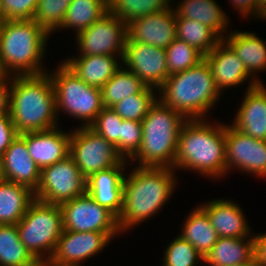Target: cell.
I'll return each instance as SVG.
<instances>
[{"label": "cell", "mask_w": 266, "mask_h": 266, "mask_svg": "<svg viewBox=\"0 0 266 266\" xmlns=\"http://www.w3.org/2000/svg\"><path fill=\"white\" fill-rule=\"evenodd\" d=\"M123 184V206L118 217L122 234L155 217L179 184L173 168L134 166ZM177 175V176H176Z\"/></svg>", "instance_id": "6da1fadb"}, {"label": "cell", "mask_w": 266, "mask_h": 266, "mask_svg": "<svg viewBox=\"0 0 266 266\" xmlns=\"http://www.w3.org/2000/svg\"><path fill=\"white\" fill-rule=\"evenodd\" d=\"M208 120L191 119L184 122L173 169L192 171L216 182L226 178V123Z\"/></svg>", "instance_id": "7a4b0ae2"}, {"label": "cell", "mask_w": 266, "mask_h": 266, "mask_svg": "<svg viewBox=\"0 0 266 266\" xmlns=\"http://www.w3.org/2000/svg\"><path fill=\"white\" fill-rule=\"evenodd\" d=\"M9 114L19 134L60 126L48 72L11 77Z\"/></svg>", "instance_id": "3957f363"}, {"label": "cell", "mask_w": 266, "mask_h": 266, "mask_svg": "<svg viewBox=\"0 0 266 266\" xmlns=\"http://www.w3.org/2000/svg\"><path fill=\"white\" fill-rule=\"evenodd\" d=\"M50 37L33 19L1 21L0 66L4 75L47 73L49 68H45L44 59Z\"/></svg>", "instance_id": "277c9868"}, {"label": "cell", "mask_w": 266, "mask_h": 266, "mask_svg": "<svg viewBox=\"0 0 266 266\" xmlns=\"http://www.w3.org/2000/svg\"><path fill=\"white\" fill-rule=\"evenodd\" d=\"M157 92L164 105L187 120L208 119L211 109L223 98L205 59L185 71L169 75Z\"/></svg>", "instance_id": "5b68a950"}, {"label": "cell", "mask_w": 266, "mask_h": 266, "mask_svg": "<svg viewBox=\"0 0 266 266\" xmlns=\"http://www.w3.org/2000/svg\"><path fill=\"white\" fill-rule=\"evenodd\" d=\"M186 120L157 99L142 120L141 146L129 160L130 166L137 163L140 167L173 168L180 130Z\"/></svg>", "instance_id": "8992f818"}, {"label": "cell", "mask_w": 266, "mask_h": 266, "mask_svg": "<svg viewBox=\"0 0 266 266\" xmlns=\"http://www.w3.org/2000/svg\"><path fill=\"white\" fill-rule=\"evenodd\" d=\"M48 71L55 91L56 112L78 119L79 127H90L104 108L99 88L86 84L62 60Z\"/></svg>", "instance_id": "52a82bcc"}, {"label": "cell", "mask_w": 266, "mask_h": 266, "mask_svg": "<svg viewBox=\"0 0 266 266\" xmlns=\"http://www.w3.org/2000/svg\"><path fill=\"white\" fill-rule=\"evenodd\" d=\"M16 226L26 250L46 265L64 231L60 205L34 199Z\"/></svg>", "instance_id": "ba28073f"}, {"label": "cell", "mask_w": 266, "mask_h": 266, "mask_svg": "<svg viewBox=\"0 0 266 266\" xmlns=\"http://www.w3.org/2000/svg\"><path fill=\"white\" fill-rule=\"evenodd\" d=\"M69 155L86 179L119 162H129L121 157L112 143L90 127L72 129Z\"/></svg>", "instance_id": "9c48e42d"}, {"label": "cell", "mask_w": 266, "mask_h": 266, "mask_svg": "<svg viewBox=\"0 0 266 266\" xmlns=\"http://www.w3.org/2000/svg\"><path fill=\"white\" fill-rule=\"evenodd\" d=\"M87 179L73 158L65 159L41 169L40 181L34 198L60 205L86 193Z\"/></svg>", "instance_id": "30bf717a"}, {"label": "cell", "mask_w": 266, "mask_h": 266, "mask_svg": "<svg viewBox=\"0 0 266 266\" xmlns=\"http://www.w3.org/2000/svg\"><path fill=\"white\" fill-rule=\"evenodd\" d=\"M74 38L77 56L109 55L122 59L128 38L127 23L108 11Z\"/></svg>", "instance_id": "8fae6325"}, {"label": "cell", "mask_w": 266, "mask_h": 266, "mask_svg": "<svg viewBox=\"0 0 266 266\" xmlns=\"http://www.w3.org/2000/svg\"><path fill=\"white\" fill-rule=\"evenodd\" d=\"M63 228L74 232H121L118 217L87 192L60 204Z\"/></svg>", "instance_id": "7c38bea8"}, {"label": "cell", "mask_w": 266, "mask_h": 266, "mask_svg": "<svg viewBox=\"0 0 266 266\" xmlns=\"http://www.w3.org/2000/svg\"><path fill=\"white\" fill-rule=\"evenodd\" d=\"M122 232H74L64 230L47 266H82L108 247Z\"/></svg>", "instance_id": "4fadbf2b"}, {"label": "cell", "mask_w": 266, "mask_h": 266, "mask_svg": "<svg viewBox=\"0 0 266 266\" xmlns=\"http://www.w3.org/2000/svg\"><path fill=\"white\" fill-rule=\"evenodd\" d=\"M226 176L231 170L266 179V141L247 136L226 124Z\"/></svg>", "instance_id": "5bb4252c"}, {"label": "cell", "mask_w": 266, "mask_h": 266, "mask_svg": "<svg viewBox=\"0 0 266 266\" xmlns=\"http://www.w3.org/2000/svg\"><path fill=\"white\" fill-rule=\"evenodd\" d=\"M122 66L158 90L169 76L165 49L127 40Z\"/></svg>", "instance_id": "9a60e30c"}, {"label": "cell", "mask_w": 266, "mask_h": 266, "mask_svg": "<svg viewBox=\"0 0 266 266\" xmlns=\"http://www.w3.org/2000/svg\"><path fill=\"white\" fill-rule=\"evenodd\" d=\"M204 59L209 64L216 88L222 95H224L226 89L241 86L248 79L246 90L259 84L248 73L242 60L223 39L211 52L204 56Z\"/></svg>", "instance_id": "2e32d148"}, {"label": "cell", "mask_w": 266, "mask_h": 266, "mask_svg": "<svg viewBox=\"0 0 266 266\" xmlns=\"http://www.w3.org/2000/svg\"><path fill=\"white\" fill-rule=\"evenodd\" d=\"M127 32V40L166 49L176 39L174 7L134 19L127 24Z\"/></svg>", "instance_id": "e0dca14e"}, {"label": "cell", "mask_w": 266, "mask_h": 266, "mask_svg": "<svg viewBox=\"0 0 266 266\" xmlns=\"http://www.w3.org/2000/svg\"><path fill=\"white\" fill-rule=\"evenodd\" d=\"M236 202L230 198H215L199 204L209 217L211 225L216 229L218 237H254L244 210Z\"/></svg>", "instance_id": "ac0fdd59"}, {"label": "cell", "mask_w": 266, "mask_h": 266, "mask_svg": "<svg viewBox=\"0 0 266 266\" xmlns=\"http://www.w3.org/2000/svg\"><path fill=\"white\" fill-rule=\"evenodd\" d=\"M3 176L6 181L28 187L35 192L41 169L31 158L26 146V133L19 134L0 157Z\"/></svg>", "instance_id": "d6986e66"}, {"label": "cell", "mask_w": 266, "mask_h": 266, "mask_svg": "<svg viewBox=\"0 0 266 266\" xmlns=\"http://www.w3.org/2000/svg\"><path fill=\"white\" fill-rule=\"evenodd\" d=\"M128 162L98 171L87 178L86 192L119 217L123 206V184Z\"/></svg>", "instance_id": "ffe728a7"}, {"label": "cell", "mask_w": 266, "mask_h": 266, "mask_svg": "<svg viewBox=\"0 0 266 266\" xmlns=\"http://www.w3.org/2000/svg\"><path fill=\"white\" fill-rule=\"evenodd\" d=\"M71 132L59 126L49 130L26 132L28 152L40 169L65 159L70 153Z\"/></svg>", "instance_id": "44dd1931"}, {"label": "cell", "mask_w": 266, "mask_h": 266, "mask_svg": "<svg viewBox=\"0 0 266 266\" xmlns=\"http://www.w3.org/2000/svg\"><path fill=\"white\" fill-rule=\"evenodd\" d=\"M244 92L230 124L247 136L266 141V85L258 84Z\"/></svg>", "instance_id": "7402d4cb"}, {"label": "cell", "mask_w": 266, "mask_h": 266, "mask_svg": "<svg viewBox=\"0 0 266 266\" xmlns=\"http://www.w3.org/2000/svg\"><path fill=\"white\" fill-rule=\"evenodd\" d=\"M230 30L223 40L242 60L248 73L259 84H264V81H261L257 74L266 71V41L258 36L256 32Z\"/></svg>", "instance_id": "603a6c76"}, {"label": "cell", "mask_w": 266, "mask_h": 266, "mask_svg": "<svg viewBox=\"0 0 266 266\" xmlns=\"http://www.w3.org/2000/svg\"><path fill=\"white\" fill-rule=\"evenodd\" d=\"M67 58L62 61L80 79L99 89L122 67V59L117 56L90 55Z\"/></svg>", "instance_id": "cb8c5ba5"}, {"label": "cell", "mask_w": 266, "mask_h": 266, "mask_svg": "<svg viewBox=\"0 0 266 266\" xmlns=\"http://www.w3.org/2000/svg\"><path fill=\"white\" fill-rule=\"evenodd\" d=\"M216 0H180L172 3L176 17L193 19L207 25L222 39L229 33L230 18Z\"/></svg>", "instance_id": "d4e9b609"}, {"label": "cell", "mask_w": 266, "mask_h": 266, "mask_svg": "<svg viewBox=\"0 0 266 266\" xmlns=\"http://www.w3.org/2000/svg\"><path fill=\"white\" fill-rule=\"evenodd\" d=\"M254 258V237H219L204 257L205 266H237Z\"/></svg>", "instance_id": "484cf974"}, {"label": "cell", "mask_w": 266, "mask_h": 266, "mask_svg": "<svg viewBox=\"0 0 266 266\" xmlns=\"http://www.w3.org/2000/svg\"><path fill=\"white\" fill-rule=\"evenodd\" d=\"M182 225L178 235L190 242L205 257L219 238L206 212L199 205L195 206L188 213Z\"/></svg>", "instance_id": "4316f807"}, {"label": "cell", "mask_w": 266, "mask_h": 266, "mask_svg": "<svg viewBox=\"0 0 266 266\" xmlns=\"http://www.w3.org/2000/svg\"><path fill=\"white\" fill-rule=\"evenodd\" d=\"M34 199L28 187L4 180L0 184V225H16Z\"/></svg>", "instance_id": "83f0119b"}, {"label": "cell", "mask_w": 266, "mask_h": 266, "mask_svg": "<svg viewBox=\"0 0 266 266\" xmlns=\"http://www.w3.org/2000/svg\"><path fill=\"white\" fill-rule=\"evenodd\" d=\"M107 12L108 0H72L58 31L72 29L77 34Z\"/></svg>", "instance_id": "f1b7e54d"}, {"label": "cell", "mask_w": 266, "mask_h": 266, "mask_svg": "<svg viewBox=\"0 0 266 266\" xmlns=\"http://www.w3.org/2000/svg\"><path fill=\"white\" fill-rule=\"evenodd\" d=\"M146 86L132 71L123 66L101 88L104 107L111 108L128 96L143 92Z\"/></svg>", "instance_id": "f546056e"}, {"label": "cell", "mask_w": 266, "mask_h": 266, "mask_svg": "<svg viewBox=\"0 0 266 266\" xmlns=\"http://www.w3.org/2000/svg\"><path fill=\"white\" fill-rule=\"evenodd\" d=\"M0 266H41L21 242L16 225H0Z\"/></svg>", "instance_id": "4dcf8cb0"}, {"label": "cell", "mask_w": 266, "mask_h": 266, "mask_svg": "<svg viewBox=\"0 0 266 266\" xmlns=\"http://www.w3.org/2000/svg\"><path fill=\"white\" fill-rule=\"evenodd\" d=\"M176 38L195 47L204 56L211 52L222 38L207 25L193 19L176 17Z\"/></svg>", "instance_id": "1f68e13d"}, {"label": "cell", "mask_w": 266, "mask_h": 266, "mask_svg": "<svg viewBox=\"0 0 266 266\" xmlns=\"http://www.w3.org/2000/svg\"><path fill=\"white\" fill-rule=\"evenodd\" d=\"M168 6L165 0H108V11L127 24L134 19L160 12Z\"/></svg>", "instance_id": "d6a6232c"}, {"label": "cell", "mask_w": 266, "mask_h": 266, "mask_svg": "<svg viewBox=\"0 0 266 266\" xmlns=\"http://www.w3.org/2000/svg\"><path fill=\"white\" fill-rule=\"evenodd\" d=\"M156 91L158 90L155 88L147 87L143 92L128 96L111 108L122 119L142 122L151 106L158 99V92Z\"/></svg>", "instance_id": "836d02e7"}, {"label": "cell", "mask_w": 266, "mask_h": 266, "mask_svg": "<svg viewBox=\"0 0 266 266\" xmlns=\"http://www.w3.org/2000/svg\"><path fill=\"white\" fill-rule=\"evenodd\" d=\"M169 75L185 71L204 59V55L195 47L176 38L166 49Z\"/></svg>", "instance_id": "e575fe53"}, {"label": "cell", "mask_w": 266, "mask_h": 266, "mask_svg": "<svg viewBox=\"0 0 266 266\" xmlns=\"http://www.w3.org/2000/svg\"><path fill=\"white\" fill-rule=\"evenodd\" d=\"M162 266H199L204 257L188 241L177 235L164 247Z\"/></svg>", "instance_id": "d590c367"}, {"label": "cell", "mask_w": 266, "mask_h": 266, "mask_svg": "<svg viewBox=\"0 0 266 266\" xmlns=\"http://www.w3.org/2000/svg\"><path fill=\"white\" fill-rule=\"evenodd\" d=\"M71 2L72 0H38L33 20L51 36L61 27Z\"/></svg>", "instance_id": "8d00e7d4"}, {"label": "cell", "mask_w": 266, "mask_h": 266, "mask_svg": "<svg viewBox=\"0 0 266 266\" xmlns=\"http://www.w3.org/2000/svg\"><path fill=\"white\" fill-rule=\"evenodd\" d=\"M122 118L112 109L104 107L90 126L97 134L112 143L120 154V130Z\"/></svg>", "instance_id": "74e56055"}, {"label": "cell", "mask_w": 266, "mask_h": 266, "mask_svg": "<svg viewBox=\"0 0 266 266\" xmlns=\"http://www.w3.org/2000/svg\"><path fill=\"white\" fill-rule=\"evenodd\" d=\"M142 122L122 120L120 130V155L125 160H130L139 150L142 142Z\"/></svg>", "instance_id": "f35d334b"}, {"label": "cell", "mask_w": 266, "mask_h": 266, "mask_svg": "<svg viewBox=\"0 0 266 266\" xmlns=\"http://www.w3.org/2000/svg\"><path fill=\"white\" fill-rule=\"evenodd\" d=\"M38 0H0V19L30 20L33 19Z\"/></svg>", "instance_id": "ab89813d"}, {"label": "cell", "mask_w": 266, "mask_h": 266, "mask_svg": "<svg viewBox=\"0 0 266 266\" xmlns=\"http://www.w3.org/2000/svg\"><path fill=\"white\" fill-rule=\"evenodd\" d=\"M19 133L11 120L10 114L0 116V157L8 149Z\"/></svg>", "instance_id": "60d3db41"}, {"label": "cell", "mask_w": 266, "mask_h": 266, "mask_svg": "<svg viewBox=\"0 0 266 266\" xmlns=\"http://www.w3.org/2000/svg\"><path fill=\"white\" fill-rule=\"evenodd\" d=\"M233 9L238 11L242 19L251 17L257 19V0H227ZM254 17V18H253Z\"/></svg>", "instance_id": "b9f144b4"}, {"label": "cell", "mask_w": 266, "mask_h": 266, "mask_svg": "<svg viewBox=\"0 0 266 266\" xmlns=\"http://www.w3.org/2000/svg\"><path fill=\"white\" fill-rule=\"evenodd\" d=\"M11 76L0 77V116L9 113Z\"/></svg>", "instance_id": "7bdbcfd3"}, {"label": "cell", "mask_w": 266, "mask_h": 266, "mask_svg": "<svg viewBox=\"0 0 266 266\" xmlns=\"http://www.w3.org/2000/svg\"><path fill=\"white\" fill-rule=\"evenodd\" d=\"M254 257L260 266H266V233H254Z\"/></svg>", "instance_id": "ee69618b"}, {"label": "cell", "mask_w": 266, "mask_h": 266, "mask_svg": "<svg viewBox=\"0 0 266 266\" xmlns=\"http://www.w3.org/2000/svg\"><path fill=\"white\" fill-rule=\"evenodd\" d=\"M237 266H260V265L258 264L257 260L254 257L253 259L249 260L248 262L239 264Z\"/></svg>", "instance_id": "f6af8a7d"}, {"label": "cell", "mask_w": 266, "mask_h": 266, "mask_svg": "<svg viewBox=\"0 0 266 266\" xmlns=\"http://www.w3.org/2000/svg\"><path fill=\"white\" fill-rule=\"evenodd\" d=\"M265 20L266 21V6L262 8L260 16L257 18V20Z\"/></svg>", "instance_id": "bcb514c9"}, {"label": "cell", "mask_w": 266, "mask_h": 266, "mask_svg": "<svg viewBox=\"0 0 266 266\" xmlns=\"http://www.w3.org/2000/svg\"><path fill=\"white\" fill-rule=\"evenodd\" d=\"M4 176H3V171H2V168H1V164H0V184L4 181Z\"/></svg>", "instance_id": "7dc6e473"}, {"label": "cell", "mask_w": 266, "mask_h": 266, "mask_svg": "<svg viewBox=\"0 0 266 266\" xmlns=\"http://www.w3.org/2000/svg\"><path fill=\"white\" fill-rule=\"evenodd\" d=\"M3 75H4V72H3V70H2V68L0 66V77H2Z\"/></svg>", "instance_id": "c3c4849f"}, {"label": "cell", "mask_w": 266, "mask_h": 266, "mask_svg": "<svg viewBox=\"0 0 266 266\" xmlns=\"http://www.w3.org/2000/svg\"><path fill=\"white\" fill-rule=\"evenodd\" d=\"M169 5H171L174 1L173 0H165Z\"/></svg>", "instance_id": "681fc988"}]
</instances>
